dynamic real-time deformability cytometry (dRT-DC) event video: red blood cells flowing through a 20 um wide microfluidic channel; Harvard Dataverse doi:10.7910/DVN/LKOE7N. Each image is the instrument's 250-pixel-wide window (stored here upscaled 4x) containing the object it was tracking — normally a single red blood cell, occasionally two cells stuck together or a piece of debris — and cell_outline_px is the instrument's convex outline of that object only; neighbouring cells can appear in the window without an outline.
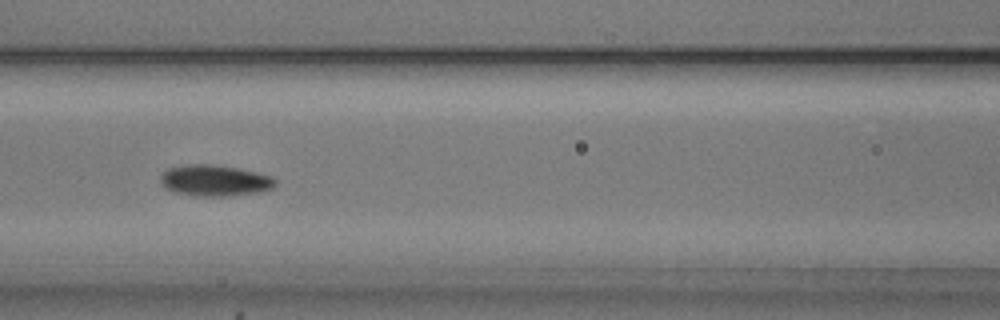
{"species": "common noctule bat (a hibernating species)", "species_latin": "Nyctalus noctula", "temperature_condition": "cold", "stored_images_in_passage": 18, "camera_frame_rate_fps": 3000, "um_per_image_px": 0.085, "animal": {"sex": "male", "body_mass_g": 20.5, "forearm_length_mm": 52.5}, "frame": {"image": 1, "passage_image": 11, "time_ms": 3.333, "image_size_px": [1000, 320], "cell_outline_px": [[276, 184], [272, 188], [264, 192], [228, 196], [196, 196], [172, 192], [164, 188], [160, 184], [160, 176], [168, 168], [188, 164], [216, 164], [256, 172], [272, 176], [276, 180]], "centroid_in_image_um": [18.24, 15.35], "position_along_channel_um": 148.4, "area_um2": 21.21}}